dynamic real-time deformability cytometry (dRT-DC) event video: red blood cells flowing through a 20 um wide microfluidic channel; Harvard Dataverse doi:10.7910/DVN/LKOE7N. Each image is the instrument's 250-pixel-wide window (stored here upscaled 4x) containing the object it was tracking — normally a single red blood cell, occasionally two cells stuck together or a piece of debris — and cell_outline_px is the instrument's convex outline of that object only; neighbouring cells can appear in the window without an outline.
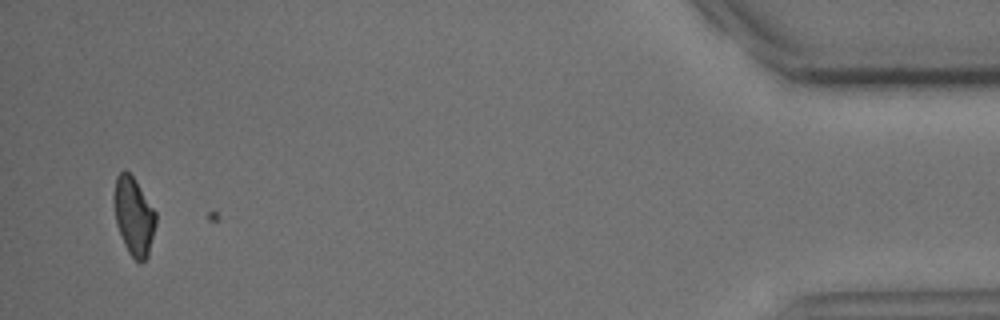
{"species": "common noctule bat (a hibernating species)", "species_latin": "Nyctalus noctula", "temperature_condition": "cold", "stored_images_in_passage": 33, "camera_frame_rate_fps": 3000, "um_per_image_px": 0.085, "animal": {"sex": "male", "body_mass_g": 15.6}, "frame": {"image": 1, "passage_image": 32, "time_ms": 10.333, "image_size_px": [1000, 320], "cell_outline_px": [[156, 224], [148, 256], [140, 264], [128, 252], [124, 244], [116, 224], [112, 200], [112, 196], [116, 176], [120, 172], [128, 172], [136, 180], [156, 212]], "centroid_in_image_um": [11.35, 18.37], "position_along_channel_um": 423.8, "area_um2": 19.25}}